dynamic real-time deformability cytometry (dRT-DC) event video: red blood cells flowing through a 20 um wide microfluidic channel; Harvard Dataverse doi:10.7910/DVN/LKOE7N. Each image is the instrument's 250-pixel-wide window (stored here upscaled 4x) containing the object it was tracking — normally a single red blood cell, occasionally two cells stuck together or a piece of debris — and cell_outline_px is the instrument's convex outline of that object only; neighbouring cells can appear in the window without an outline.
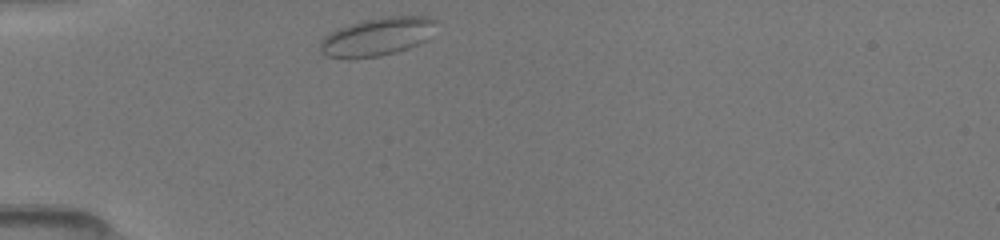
{"species": "common noctule bat (a hibernating species)", "species_latin": "Nyctalus noctula", "temperature_condition": "room temperature", "stored_images_in_passage": 14, "camera_frame_rate_fps": 3000, "um_per_image_px": 0.085, "animal": {"sex": "female", "body_mass_g": 19.5, "forearm_length_mm": 54.1}, "frame": {"image": 1, "passage_image": 1, "time_ms": 0.0, "image_size_px": [1000, 240], "cell_outline_px": [[436, 20], [424, 40], [408, 48], [396, 52], [380, 56], [348, 60], [344, 60], [328, 56], [320, 52], [320, 40], [324, 36], [348, 24], [364, 20], [388, 16], [424, 16]], "centroid_in_image_um": [31.95, 3.15], "position_along_channel_um": 53.0, "area_um2": 25.55}}
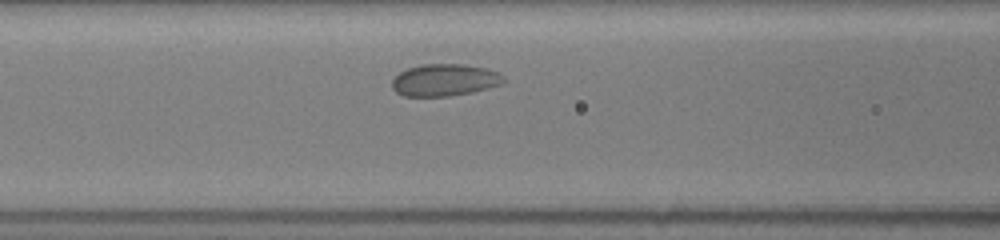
{"frame": {"image": 2, "passage_image": 8, "time_ms": 2.333, "image_size_px": [1000, 240], "cell_outline_px": [[504, 84], [472, 92], [448, 96], [404, 96], [396, 92], [392, 88], [392, 80], [400, 72], [408, 68], [420, 64], [464, 64], [488, 68], [504, 76]], "centroid_in_image_um": [37.8, 6.8], "position_along_channel_um": 128.8, "area_um2": 20.92}}
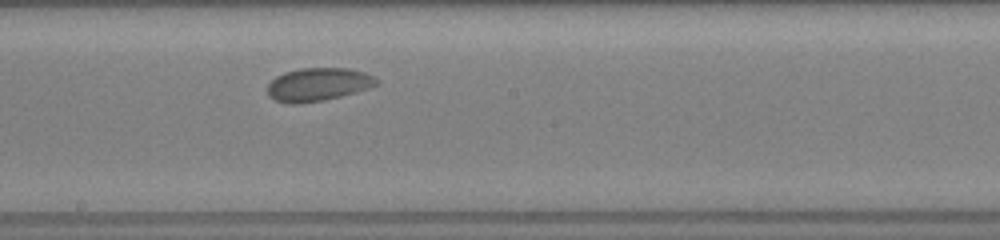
{"frame": {"image": 3, "passage_image": 14, "time_ms": 4.667, "image_size_px": [1000, 240], "cell_outline_px": [[376, 84], [368, 88], [356, 92], [324, 100], [300, 104], [288, 104], [272, 100], [268, 96], [268, 84], [276, 76], [284, 72], [300, 68], [348, 68], [364, 72], [372, 76], [376, 80]], "centroid_in_image_um": [26.97, 7.19], "position_along_channel_um": 221.2, "area_um2": 21.1}}